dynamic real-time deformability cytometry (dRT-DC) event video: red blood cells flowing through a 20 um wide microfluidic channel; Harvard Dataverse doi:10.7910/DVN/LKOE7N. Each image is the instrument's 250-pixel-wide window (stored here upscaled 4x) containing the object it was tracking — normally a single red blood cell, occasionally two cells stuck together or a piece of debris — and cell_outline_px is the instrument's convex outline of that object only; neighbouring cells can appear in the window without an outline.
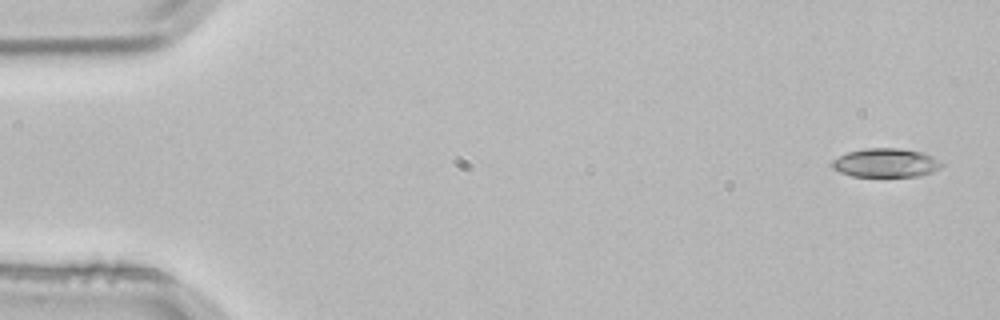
{"species": "common noctule bat (a hibernating species)", "species_latin": "Nyctalus noctula", "temperature_condition": "room temperature", "stored_images_in_passage": 5, "segment_of_instrument_passage": [2, 2], "camera_frame_rate_fps": 3000, "um_per_image_px": 0.085, "animal": {"sex": "male", "body_mass_g": 21.5, "forearm_length_mm": 52.0}, "frame": {"image": 1, "passage_image": 5, "time_ms": 1.333, "image_size_px": [1000, 320], "cell_outline_px": [[944, 164], [940, 168], [932, 172], [920, 176], [852, 176], [840, 172], [832, 168], [832, 160], [848, 152], [864, 148], [900, 148], [924, 152], [940, 160]], "centroid_in_image_um": [75.33, 13.83], "position_along_channel_um": 9.7, "area_um2": 18.5}}